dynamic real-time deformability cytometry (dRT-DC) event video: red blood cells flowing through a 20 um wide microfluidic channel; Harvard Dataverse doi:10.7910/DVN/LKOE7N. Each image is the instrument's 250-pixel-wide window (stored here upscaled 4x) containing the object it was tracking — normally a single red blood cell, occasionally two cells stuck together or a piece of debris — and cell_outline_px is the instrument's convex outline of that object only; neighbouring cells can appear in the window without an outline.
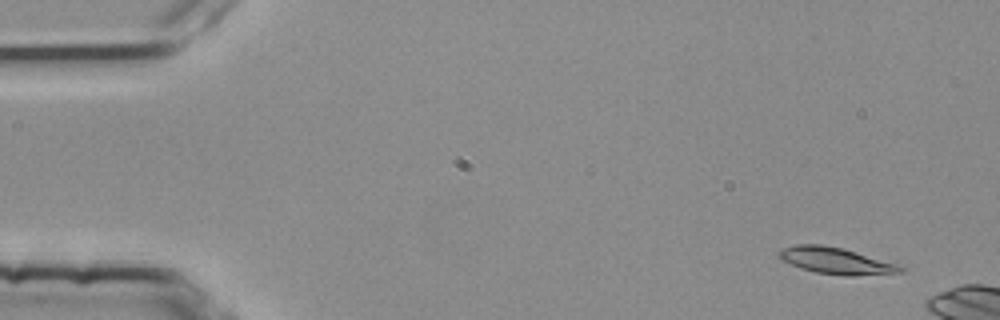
{"species": "common noctule bat (a hibernating species)", "species_latin": "Nyctalus noctula", "temperature_condition": "room temperature", "stored_images_in_passage": 3, "camera_frame_rate_fps": 3000, "um_per_image_px": 0.085, "animal": {"sex": "female", "body_mass_g": 25.1}, "frame": {"image": 1, "passage_image": 1, "time_ms": 0.0, "image_size_px": [1000, 320], "cell_outline_px": [[904, 272], [852, 276], [844, 276], [816, 272], [800, 268], [780, 260], [780, 252], [784, 248], [796, 244], [820, 244], [844, 248], [904, 264]], "centroid_in_image_um": [71.17, 22.16], "position_along_channel_um": 13.8, "area_um2": 19.19}}